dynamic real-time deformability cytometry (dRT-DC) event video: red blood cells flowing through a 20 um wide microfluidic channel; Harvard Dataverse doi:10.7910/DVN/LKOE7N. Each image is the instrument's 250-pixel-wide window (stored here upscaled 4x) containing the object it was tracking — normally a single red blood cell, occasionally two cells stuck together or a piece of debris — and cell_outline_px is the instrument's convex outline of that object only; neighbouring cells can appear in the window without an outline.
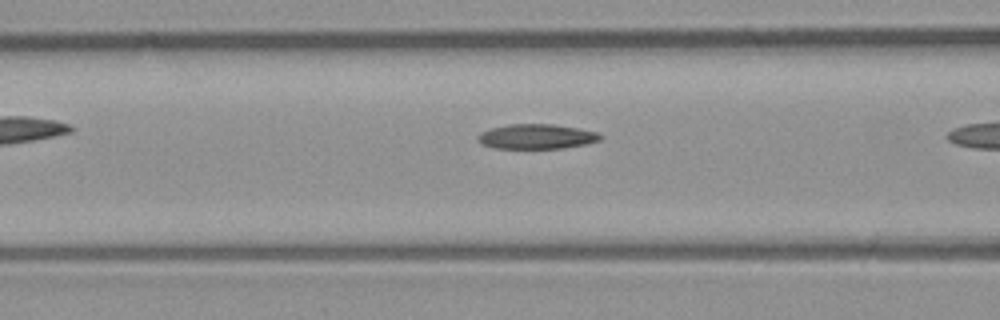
{"species": "common noctule bat (a hibernating species)", "species_latin": "Nyctalus noctula", "temperature_condition": "room temperature", "stored_images_in_passage": 6, "camera_frame_rate_fps": 3000, "um_per_image_px": 0.085, "animal": {"sex": "male", "body_mass_g": 23.1, "forearm_length_mm": 52.7}, "frame": {"image": 1, "passage_image": 5, "time_ms": 1.333, "image_size_px": [1000, 320], "cell_outline_px": [[604, 136], [600, 140], [588, 144], [564, 148], [492, 148], [480, 144], [476, 140], [476, 136], [480, 132], [492, 128], [508, 124], [552, 124], [576, 128], [596, 132]], "centroid_in_image_um": [45.57, 11.61], "position_along_channel_um": 121.0, "area_um2": 17.86}}